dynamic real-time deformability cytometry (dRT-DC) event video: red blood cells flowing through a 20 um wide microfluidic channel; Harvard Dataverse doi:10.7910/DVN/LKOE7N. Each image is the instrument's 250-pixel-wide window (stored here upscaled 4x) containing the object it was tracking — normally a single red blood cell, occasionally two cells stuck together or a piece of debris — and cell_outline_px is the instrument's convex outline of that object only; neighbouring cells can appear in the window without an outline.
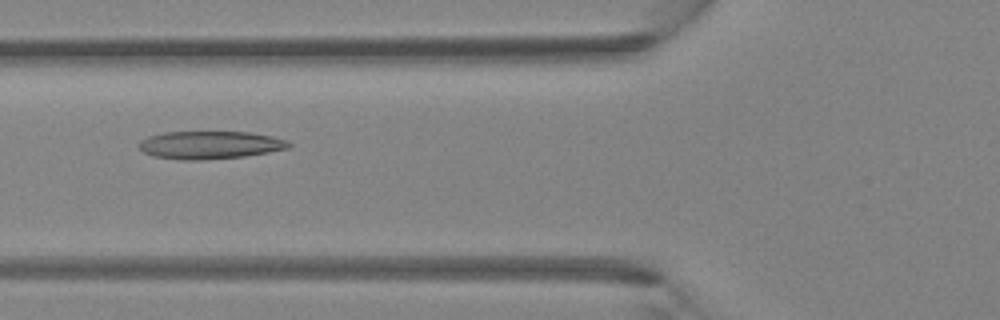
{"species": "Egyptian fruit bat (a non-hibernating species)", "species_latin": "Rousettus aegyptiacus", "temperature_condition": "room temperature", "stored_images_in_passage": 4, "camera_frame_rate_fps": 3000, "um_per_image_px": 0.085, "animal": {"sex": "female"}, "frame": {"image": 1, "passage_image": 4, "time_ms": 1.0, "image_size_px": [1000, 320], "cell_outline_px": [[292, 144], [288, 148], [268, 152], [244, 156], [200, 160], [180, 160], [152, 156], [144, 152], [136, 144], [140, 140], [148, 136], [164, 132], [248, 132], [272, 136], [284, 140]], "centroid_in_image_um": [17.78, 12.32], "position_along_channel_um": 108.0, "area_um2": 24.28}}